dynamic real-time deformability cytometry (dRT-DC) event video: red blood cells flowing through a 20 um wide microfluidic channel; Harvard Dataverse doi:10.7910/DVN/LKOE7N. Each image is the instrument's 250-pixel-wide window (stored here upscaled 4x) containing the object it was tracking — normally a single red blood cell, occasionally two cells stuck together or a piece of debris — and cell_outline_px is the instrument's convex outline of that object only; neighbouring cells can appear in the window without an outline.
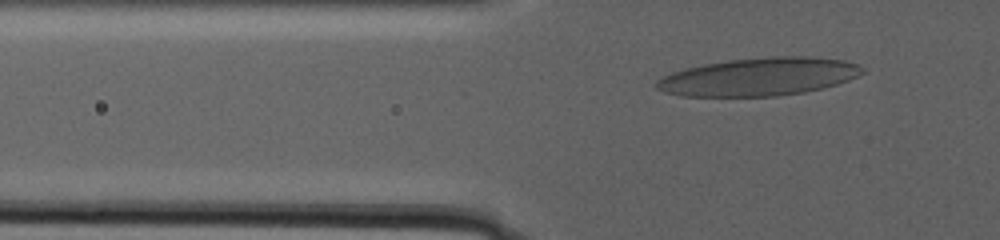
{"species": "human", "species_latin": "Homo sapiens", "temperature_condition": "warm", "stored_images_in_passage": 80, "camera_frame_rate_fps": 3000, "um_per_image_px": 0.085, "donor": {"sex": "male"}, "frame": {"image": 1, "passage_image": 29, "time_ms": 9.333, "image_size_px": [1000, 240], "cell_outline_px": [[864, 72], [848, 80], [836, 84], [804, 92], [776, 96], [680, 96], [664, 92], [656, 88], [656, 80], [672, 72], [684, 68], [704, 64], [728, 60], [768, 56], [812, 56], [844, 60], [856, 64], [864, 68]], "centroid_in_image_um": [64.49, 6.51], "position_along_channel_um": 61.3, "area_um2": 45.6}}
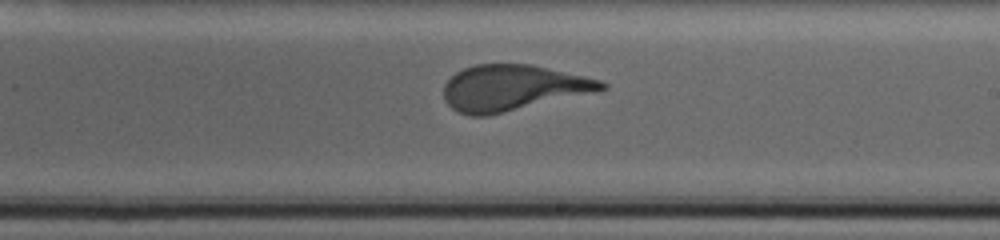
{"frame": {"image": 2, "passage_image": 57, "time_ms": 18.667, "image_size_px": [1000, 240], "cell_outline_px": [[608, 88], [488, 116], [472, 116], [460, 112], [452, 108], [444, 100], [444, 84], [456, 72], [464, 68], [476, 64], [532, 64], [584, 76], [600, 80], [608, 84]], "centroid_in_image_um": [43.54, 7.45], "position_along_channel_um": 245.5, "area_um2": 41.62}}
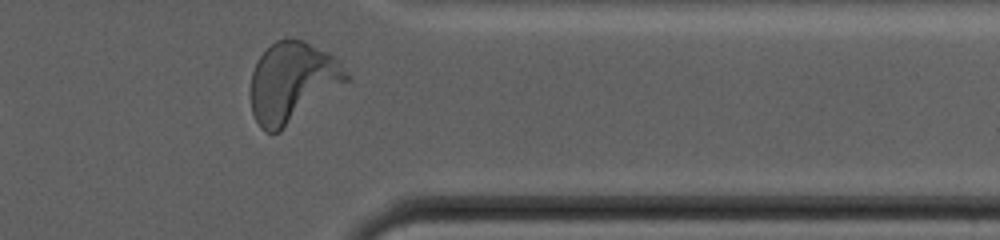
{"frame": {"image": 3, "passage_image": 77, "time_ms": 25.333, "image_size_px": [1000, 240], "cell_outline_px": [[348, 80], [280, 132], [264, 132], [260, 128], [252, 112], [252, 72], [260, 56], [276, 40], [304, 40], [328, 52], [340, 64], [348, 76]], "centroid_in_image_um": [24.82, 7.0], "position_along_channel_um": 386.6, "area_um2": 43.64}}